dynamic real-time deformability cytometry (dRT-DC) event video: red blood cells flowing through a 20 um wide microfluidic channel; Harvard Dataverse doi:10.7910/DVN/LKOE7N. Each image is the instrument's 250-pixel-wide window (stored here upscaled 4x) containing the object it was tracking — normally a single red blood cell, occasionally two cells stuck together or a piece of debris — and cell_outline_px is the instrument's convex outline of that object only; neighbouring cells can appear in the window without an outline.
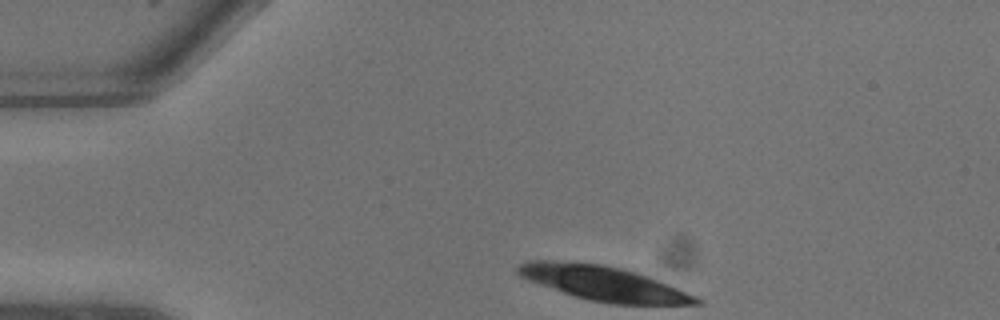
{"species": "common noctule bat (a hibernating species)", "species_latin": "Nyctalus noctula", "temperature_condition": "warm", "stored_images_in_passage": 3, "camera_frame_rate_fps": 3000, "um_per_image_px": 0.085, "animal": {"sex": "male", "body_mass_g": 13.3}, "frame": {"image": 1, "passage_image": 1, "time_ms": 0.0, "image_size_px": [1000, 320], "cell_outline_px": [[704, 304], [612, 304], [588, 300], [528, 280], [520, 276], [516, 272], [516, 264], [528, 260], [552, 260], [600, 264], [620, 268], [636, 272], [648, 276], [668, 284], [696, 296], [704, 300]], "centroid_in_image_um": [51.29, 24.07], "position_along_channel_um": 33.7, "area_um2": 35.72}}